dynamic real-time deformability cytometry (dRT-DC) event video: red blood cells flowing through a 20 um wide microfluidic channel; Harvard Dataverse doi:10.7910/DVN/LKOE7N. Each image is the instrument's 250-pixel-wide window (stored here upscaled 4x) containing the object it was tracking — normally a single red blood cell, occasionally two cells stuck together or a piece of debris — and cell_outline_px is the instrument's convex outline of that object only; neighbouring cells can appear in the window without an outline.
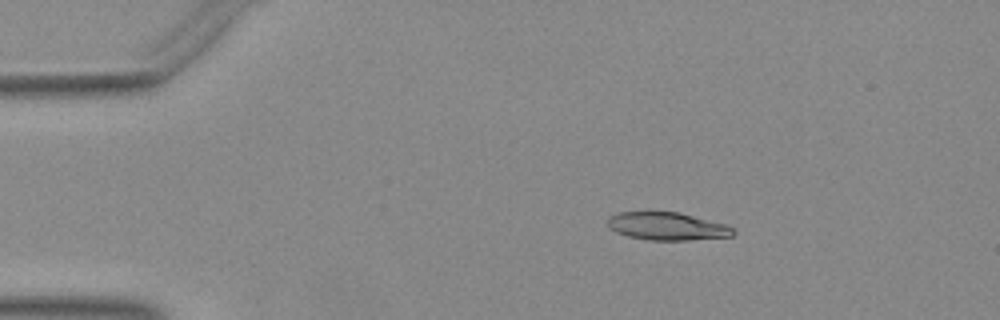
{"species": "Egyptian fruit bat (a non-hibernating species)", "species_latin": "Rousettus aegyptiacus", "temperature_condition": "warm", "stored_images_in_passage": 22, "camera_frame_rate_fps": 3000, "um_per_image_px": 0.085, "animal": {"sex": "female"}, "frame": {"image": 1, "passage_image": 8, "time_ms": 2.333, "image_size_px": [1000, 320], "cell_outline_px": [[736, 232], [732, 236], [688, 240], [648, 240], [628, 236], [616, 232], [608, 228], [608, 216], [620, 212], [680, 212], [724, 224], [732, 228]], "centroid_in_image_um": [56.68, 19.23], "position_along_channel_um": 28.3, "area_um2": 20.29}}
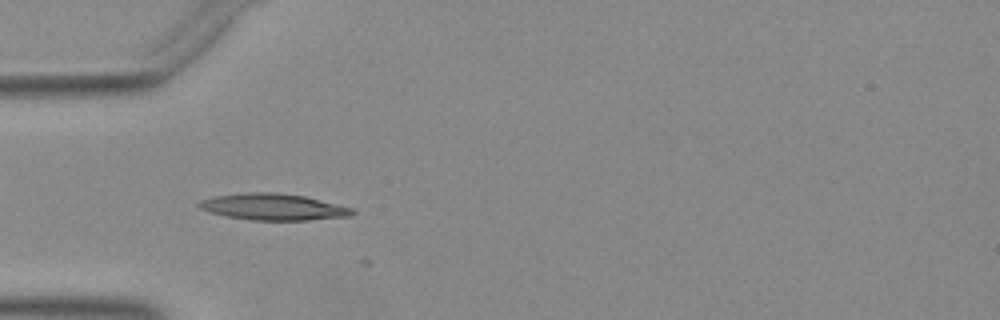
{"frame": {"image": 2, "passage_image": 15, "time_ms": 4.667, "image_size_px": [1000, 320], "cell_outline_px": [[356, 212], [352, 216], [308, 220], [252, 220], [228, 216], [208, 212], [200, 208], [196, 204], [200, 200], [216, 196], [248, 192], [276, 192], [304, 196], [352, 208]], "centroid_in_image_um": [23.22, 17.59], "position_along_channel_um": 61.8, "area_um2": 23.52}}
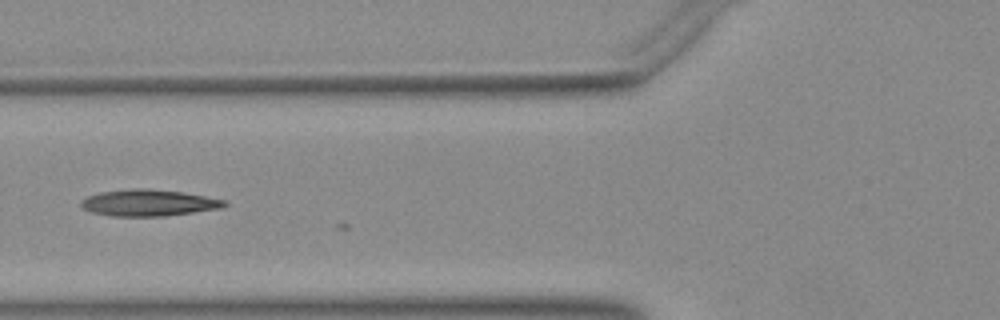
{"frame": {"image": 3, "passage_image": 19, "time_ms": 6.0, "image_size_px": [1000, 320], "cell_outline_px": [[228, 204], [220, 208], [164, 216], [112, 216], [92, 212], [84, 208], [80, 204], [80, 200], [88, 196], [100, 192], [132, 188], [148, 188], [184, 192], [224, 200]], "centroid_in_image_um": [12.6, 17.23], "position_along_channel_um": 113.2, "area_um2": 22.02}}